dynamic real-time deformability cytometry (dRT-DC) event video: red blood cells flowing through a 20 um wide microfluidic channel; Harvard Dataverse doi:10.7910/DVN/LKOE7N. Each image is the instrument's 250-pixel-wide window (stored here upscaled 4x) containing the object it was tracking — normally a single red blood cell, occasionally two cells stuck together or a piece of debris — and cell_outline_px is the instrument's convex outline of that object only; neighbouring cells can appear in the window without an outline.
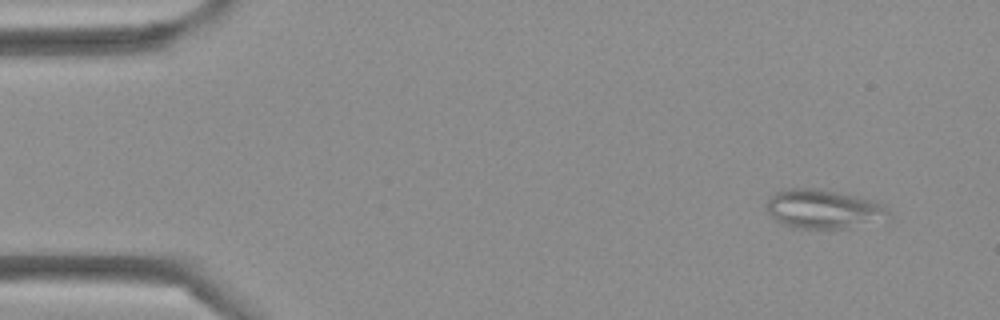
{"species": "Egyptian fruit bat (a non-hibernating species)", "species_latin": "Rousettus aegyptiacus", "temperature_condition": "cold", "stored_images_in_passage": 42, "camera_frame_rate_fps": 3000, "um_per_image_px": 0.085, "frame": {"image": 1, "passage_image": 1, "time_ms": 0.0, "image_size_px": [1000, 320], "cell_outline_px": [[892, 220], [848, 228], [792, 228], [776, 220], [764, 208], [764, 204], [768, 196], [784, 188], [816, 188], [836, 192], [872, 200], [884, 204], [892, 216]], "centroid_in_image_um": [70.02, 17.78], "position_along_channel_um": 15.0, "area_um2": 28.38}}
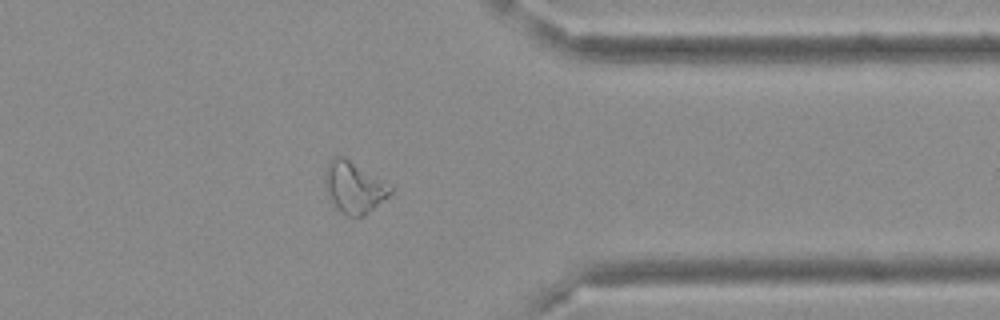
{"frame": {"image": 2, "passage_image": 33, "time_ms": 10.667, "image_size_px": [1000, 320], "cell_outline_px": [[392, 192], [388, 196], [364, 216], [348, 216], [332, 204], [324, 188], [324, 176], [328, 160], [332, 156], [344, 156], [392, 188]], "centroid_in_image_um": [30.01, 15.92], "position_along_channel_um": 381.4, "area_um2": 19.31}}
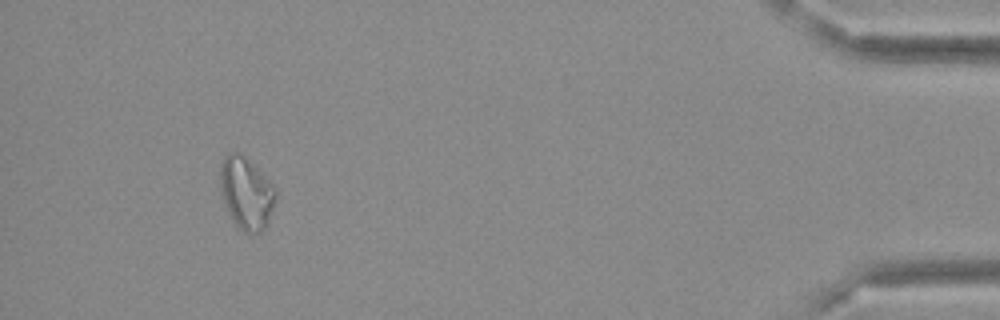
{"frame": {"image": 3, "passage_image": 39, "time_ms": 12.667, "image_size_px": [1000, 320], "cell_outline_px": [[276, 200], [268, 224], [260, 232], [244, 232], [232, 220], [228, 212], [220, 192], [220, 164], [224, 156], [228, 152], [240, 152], [276, 188]], "centroid_in_image_um": [20.92, 16.41], "position_along_channel_um": 414.3, "area_um2": 23.29}}